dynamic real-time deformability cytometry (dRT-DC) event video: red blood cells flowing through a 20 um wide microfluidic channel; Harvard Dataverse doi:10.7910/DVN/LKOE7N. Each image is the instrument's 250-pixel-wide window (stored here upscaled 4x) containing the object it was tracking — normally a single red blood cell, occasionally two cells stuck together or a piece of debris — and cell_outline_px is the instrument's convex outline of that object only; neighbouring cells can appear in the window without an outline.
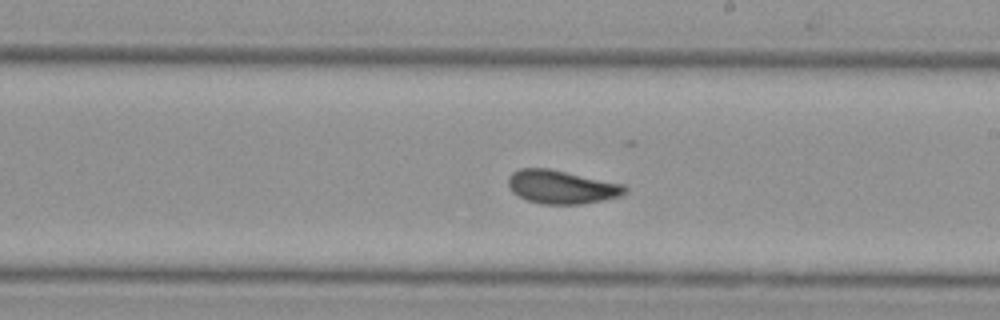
{"species": "Egyptian fruit bat (a non-hibernating species)", "species_latin": "Rousettus aegyptiacus", "temperature_condition": "cold", "stored_images_in_passage": 10, "segment_of_instrument_passage": [2, 2], "camera_frame_rate_fps": 3000, "um_per_image_px": 0.085, "animal": {"sex": "female"}, "frame": {"image": 1, "passage_image": 10, "time_ms": 3.0, "image_size_px": [1000, 320], "cell_outline_px": [[628, 192], [620, 196], [580, 204], [544, 204], [528, 200], [512, 192], [508, 184], [508, 176], [512, 172], [520, 168], [548, 168], [624, 184], [628, 188]], "centroid_in_image_um": [47.73, 15.88], "position_along_channel_um": 241.3, "area_um2": 22.66}}